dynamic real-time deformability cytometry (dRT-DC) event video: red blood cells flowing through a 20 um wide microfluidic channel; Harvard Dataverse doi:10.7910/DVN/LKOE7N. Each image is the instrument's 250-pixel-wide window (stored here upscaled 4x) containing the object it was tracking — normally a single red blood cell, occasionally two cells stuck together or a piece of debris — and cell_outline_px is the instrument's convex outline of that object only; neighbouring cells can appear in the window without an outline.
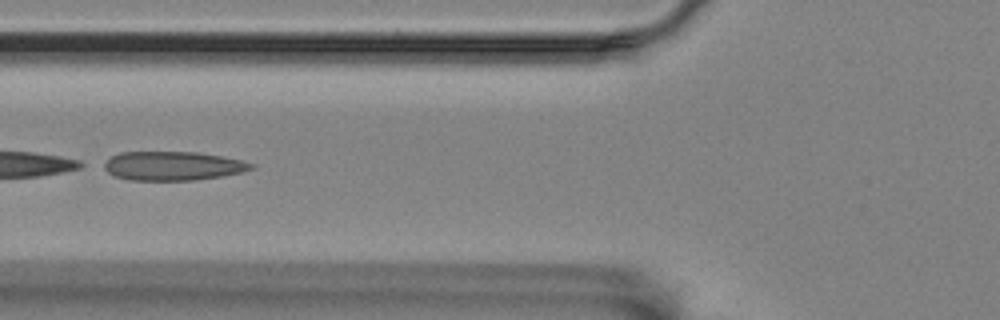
{"species": "Egyptian fruit bat (a non-hibernating species)", "species_latin": "Rousettus aegyptiacus", "temperature_condition": "room temperature", "stored_images_in_passage": 26, "camera_frame_rate_fps": 3000, "um_per_image_px": 0.085, "animal": {"sex": "female"}, "frame": {"image": 1, "passage_image": 8, "time_ms": 2.333, "image_size_px": [1000, 320], "cell_outline_px": [[256, 168], [244, 172], [220, 176], [192, 180], [128, 180], [116, 176], [108, 172], [100, 164], [112, 156], [120, 152], [196, 152], [220, 156], [240, 160], [256, 164]], "centroid_in_image_um": [14.68, 14.1], "position_along_channel_um": 111.1, "area_um2": 24.85}}